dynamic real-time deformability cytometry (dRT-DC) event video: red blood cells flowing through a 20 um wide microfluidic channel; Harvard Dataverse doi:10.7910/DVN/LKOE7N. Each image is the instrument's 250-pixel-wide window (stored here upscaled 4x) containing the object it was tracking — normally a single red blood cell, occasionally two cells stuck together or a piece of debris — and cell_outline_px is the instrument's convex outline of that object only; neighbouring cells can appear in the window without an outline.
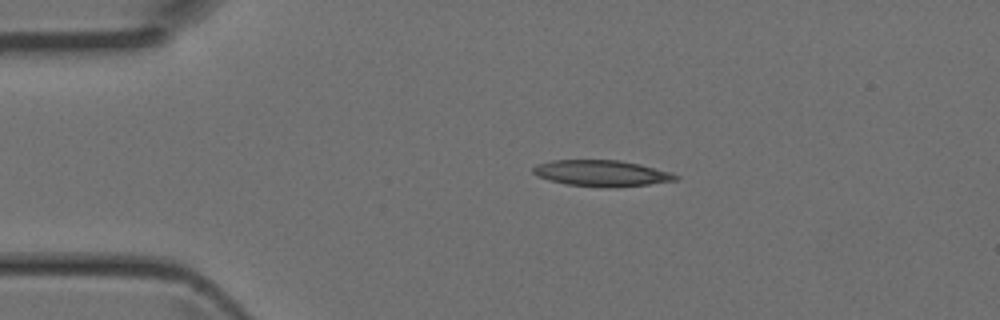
{"species": "Egyptian fruit bat (a non-hibernating species)", "species_latin": "Rousettus aegyptiacus", "temperature_condition": "room temperature", "stored_images_in_passage": 2, "camera_frame_rate_fps": 3000, "um_per_image_px": 0.085, "animal": {"sex": "female"}, "frame": {"image": 1, "passage_image": 2, "time_ms": 0.333, "image_size_px": [1000, 320], "cell_outline_px": [[680, 176], [676, 180], [648, 184], [616, 188], [600, 188], [568, 184], [536, 176], [532, 172], [532, 168], [536, 164], [552, 160], [620, 160], [640, 164], [672, 172]], "centroid_in_image_um": [51.15, 14.73], "position_along_channel_um": 33.9, "area_um2": 21.91}}